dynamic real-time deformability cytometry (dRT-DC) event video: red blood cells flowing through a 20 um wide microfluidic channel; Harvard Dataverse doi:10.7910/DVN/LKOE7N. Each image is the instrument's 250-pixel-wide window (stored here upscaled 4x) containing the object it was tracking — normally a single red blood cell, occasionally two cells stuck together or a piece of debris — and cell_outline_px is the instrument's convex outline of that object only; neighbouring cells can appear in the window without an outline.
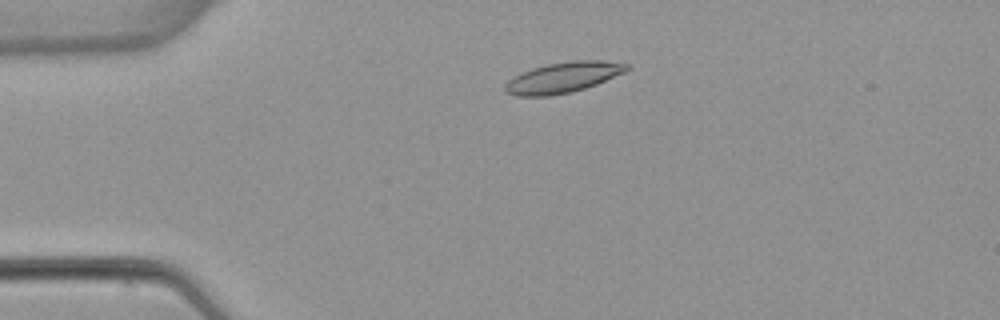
{"species": "common noctule bat (a hibernating species)", "species_latin": "Nyctalus noctula", "temperature_condition": "warm", "stored_images_in_passage": 49, "camera_frame_rate_fps": 3000, "um_per_image_px": 0.085, "animal": {"sex": "female", "body_mass_g": 22.7, "forearm_length_mm": 54.2}, "frame": {"image": 1, "passage_image": 8, "time_ms": 2.333, "image_size_px": [1000, 320], "cell_outline_px": [[632, 68], [624, 72], [596, 84], [572, 92], [548, 96], [516, 96], [504, 92], [504, 84], [512, 76], [520, 72], [532, 68], [548, 64], [572, 60], [604, 60], [632, 64]], "centroid_in_image_um": [47.85, 6.57], "position_along_channel_um": 37.2, "area_um2": 21.96}}
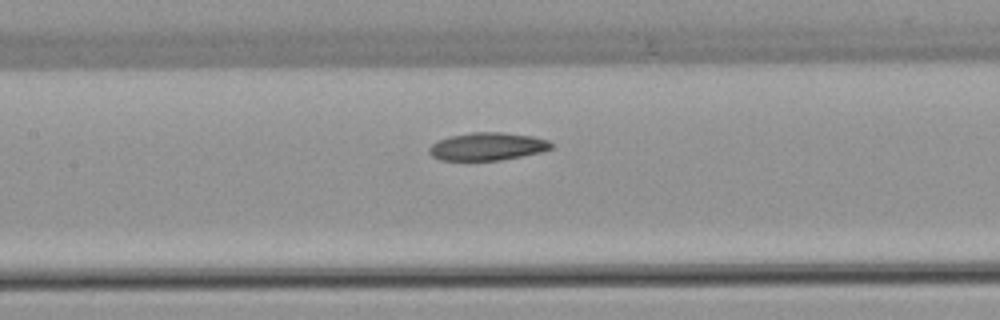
{"frame": {"image": 2, "passage_image": 21, "time_ms": 6.667, "image_size_px": [1000, 320], "cell_outline_px": [[552, 148], [540, 152], [500, 160], [440, 160], [432, 156], [428, 152], [428, 148], [432, 144], [440, 140], [452, 136], [472, 132], [500, 132], [532, 136], [548, 140], [552, 144]], "centroid_in_image_um": [41.42, 12.45], "position_along_channel_um": 166.0, "area_um2": 19.54}}
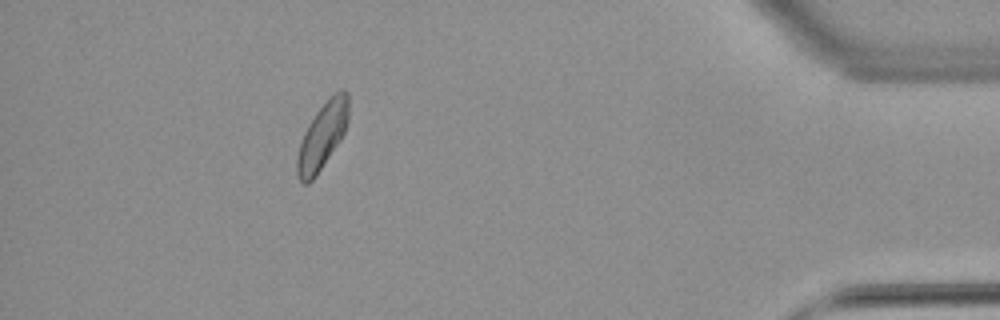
{"frame": {"image": 3, "passage_image": 44, "time_ms": 14.333, "image_size_px": [1000, 320], "cell_outline_px": [[348, 120], [344, 132], [340, 140], [316, 176], [308, 184], [304, 184], [300, 180], [296, 172], [296, 156], [304, 132], [308, 124], [316, 112], [340, 88], [344, 88], [348, 92]], "centroid_in_image_um": [27.39, 11.57], "position_along_channel_um": 407.8, "area_um2": 19.71}, "authors_computed_cell_mechanics": {"area_um2": 20.1722, "velocity_mm_per_s": 3.8499, "shape_relaxation_time_tau1_ms": 10.0405, "shape_relaxation_time_tau2_ms": null, "deformation_change_tau1": 0.2008, "deformation_change_tau2": null}}